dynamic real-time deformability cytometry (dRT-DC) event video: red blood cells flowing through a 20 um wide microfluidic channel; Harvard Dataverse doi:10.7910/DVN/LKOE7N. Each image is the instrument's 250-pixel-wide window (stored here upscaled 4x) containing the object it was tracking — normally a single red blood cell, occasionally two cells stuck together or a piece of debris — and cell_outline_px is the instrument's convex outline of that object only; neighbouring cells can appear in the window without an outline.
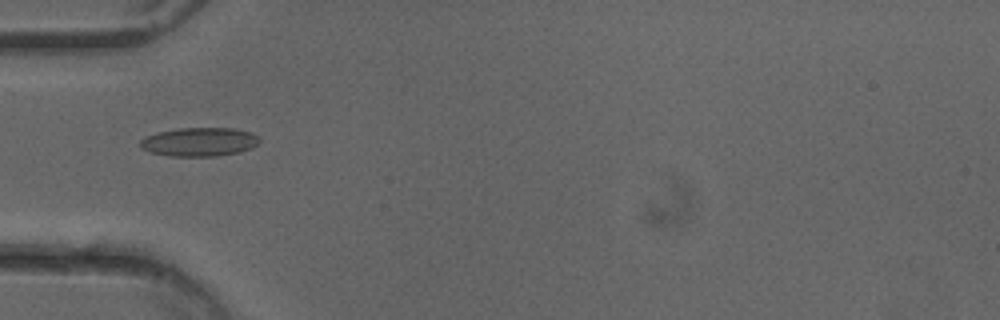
{"species": "common noctule bat (a hibernating species)", "species_latin": "Nyctalus noctula", "temperature_condition": "cold", "stored_images_in_passage": 51, "camera_frame_rate_fps": 3000, "um_per_image_px": 0.085, "animal": {"sex": "female"}, "frame": {"image": 1, "passage_image": 17, "time_ms": 5.333, "image_size_px": [1000, 320], "cell_outline_px": [[260, 140], [252, 148], [240, 152], [216, 156], [172, 156], [148, 152], [140, 148], [140, 140], [144, 136], [156, 132], [180, 128], [232, 128], [252, 132], [260, 136]], "centroid_in_image_um": [16.93, 12.06], "position_along_channel_um": 68.1, "area_um2": 20.23}}
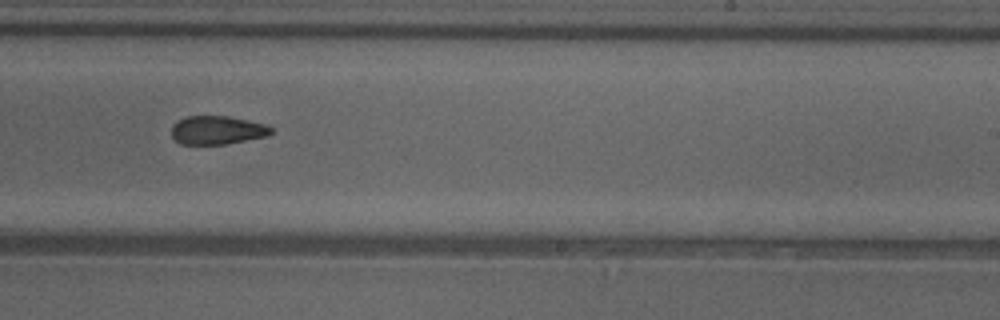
{"frame": {"image": 2, "passage_image": 32, "time_ms": 10.333, "image_size_px": [1000, 320], "cell_outline_px": [[272, 132], [264, 136], [228, 144], [180, 144], [172, 136], [172, 124], [188, 116], [228, 116], [268, 124], [272, 128]], "centroid_in_image_um": [18.47, 11.06], "position_along_channel_um": 270.5, "area_um2": 16.47}}
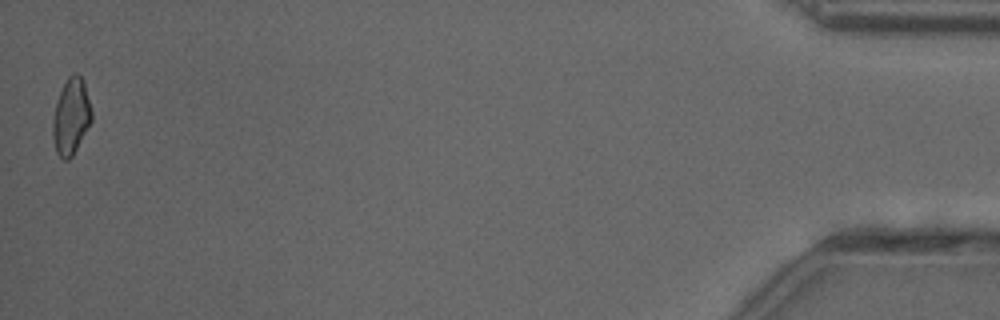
{"frame": {"image": 3, "passage_image": 51, "time_ms": 16.667, "image_size_px": [1000, 320], "cell_outline_px": [[92, 120], [72, 156], [68, 160], [64, 160], [56, 152], [52, 136], [52, 120], [56, 100], [68, 76], [76, 72], [80, 76], [84, 84], [92, 112]], "centroid_in_image_um": [6.02, 9.91], "position_along_channel_um": 429.2, "area_um2": 17.11}, "authors_computed_cell_mechanics": {"area_um2": 17.918, "velocity_mm_per_s": 4.0357, "shape_relaxation_time_tau1_ms": 9.147, "shape_relaxation_time_tau2_ms": 4.6558, "deformation_change_tau1": 0.189, "deformation_change_tau2": 0.1318}}